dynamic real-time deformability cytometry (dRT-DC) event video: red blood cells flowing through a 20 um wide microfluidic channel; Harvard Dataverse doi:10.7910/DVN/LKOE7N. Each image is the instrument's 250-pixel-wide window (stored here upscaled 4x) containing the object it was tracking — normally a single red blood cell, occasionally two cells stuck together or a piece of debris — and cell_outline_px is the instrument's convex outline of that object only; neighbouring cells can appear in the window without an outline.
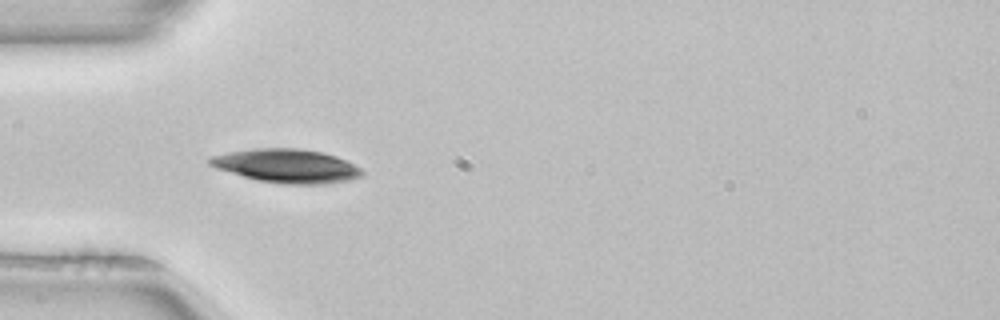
{"species": "common noctule bat (a hibernating species)", "species_latin": "Nyctalus noctula", "temperature_condition": "room temperature", "stored_images_in_passage": 51, "camera_frame_rate_fps": 3000, "um_per_image_px": 0.085, "animal": {"sex": "female", "body_mass_g": 22.7, "forearm_length_mm": 54.2}, "frame": {"image": 1, "passage_image": 15, "time_ms": 4.667, "image_size_px": [1000, 320], "cell_outline_px": [[364, 172], [360, 176], [348, 180], [328, 184], [284, 184], [256, 180], [216, 168], [208, 164], [208, 156], [228, 152], [252, 148], [300, 148], [324, 152], [336, 156], [360, 168]], "centroid_in_image_um": [24.33, 14.09], "position_along_channel_um": 60.7, "area_um2": 30.0}}
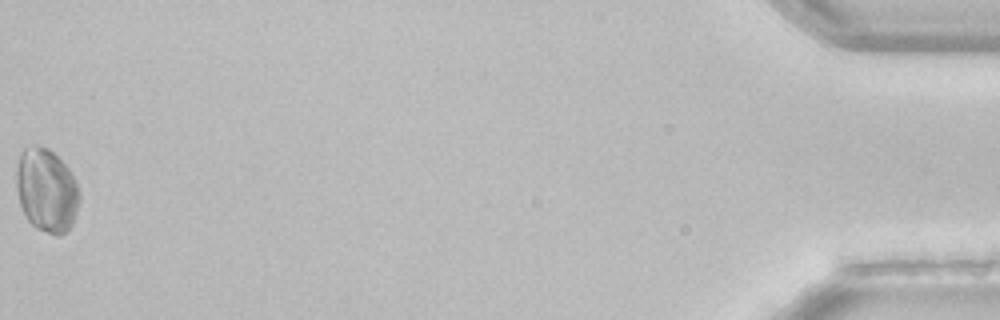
{"frame": {"image": 2, "passage_image": 51, "time_ms": 16.667, "image_size_px": [1000, 320], "cell_outline_px": [[80, 200], [72, 224], [60, 236], [56, 236], [36, 228], [28, 220], [20, 204], [16, 188], [16, 168], [20, 152], [24, 148], [36, 144], [48, 148], [68, 168], [76, 180], [80, 192]], "centroid_in_image_um": [3.95, 16.16], "position_along_channel_um": 431.3, "area_um2": 30.87}, "authors_computed_cell_mechanics": {"area_um2": 29.189, "velocity_mm_per_s": 3.9619, "shape_relaxation_time_tau1_ms": 8.502, "shape_relaxation_time_tau2_ms": null, "deformation_change_tau1": 0.0947, "deformation_change_tau2": null}}